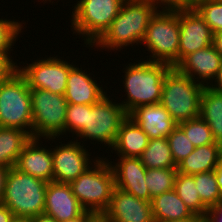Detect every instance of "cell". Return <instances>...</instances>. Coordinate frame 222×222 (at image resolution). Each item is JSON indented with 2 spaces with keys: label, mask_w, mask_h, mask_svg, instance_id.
Listing matches in <instances>:
<instances>
[{
  "label": "cell",
  "mask_w": 222,
  "mask_h": 222,
  "mask_svg": "<svg viewBox=\"0 0 222 222\" xmlns=\"http://www.w3.org/2000/svg\"><path fill=\"white\" fill-rule=\"evenodd\" d=\"M153 2L159 10H185L190 9V0H150ZM161 7V8H159Z\"/></svg>",
  "instance_id": "cell-36"
},
{
  "label": "cell",
  "mask_w": 222,
  "mask_h": 222,
  "mask_svg": "<svg viewBox=\"0 0 222 222\" xmlns=\"http://www.w3.org/2000/svg\"><path fill=\"white\" fill-rule=\"evenodd\" d=\"M92 105L68 104L65 119V135L67 132L78 135L86 124L87 111Z\"/></svg>",
  "instance_id": "cell-32"
},
{
  "label": "cell",
  "mask_w": 222,
  "mask_h": 222,
  "mask_svg": "<svg viewBox=\"0 0 222 222\" xmlns=\"http://www.w3.org/2000/svg\"><path fill=\"white\" fill-rule=\"evenodd\" d=\"M10 168L0 166V203L2 202L3 194H4V188L6 185V178L8 175Z\"/></svg>",
  "instance_id": "cell-40"
},
{
  "label": "cell",
  "mask_w": 222,
  "mask_h": 222,
  "mask_svg": "<svg viewBox=\"0 0 222 222\" xmlns=\"http://www.w3.org/2000/svg\"><path fill=\"white\" fill-rule=\"evenodd\" d=\"M177 125L195 147L215 143L209 125L200 116Z\"/></svg>",
  "instance_id": "cell-30"
},
{
  "label": "cell",
  "mask_w": 222,
  "mask_h": 222,
  "mask_svg": "<svg viewBox=\"0 0 222 222\" xmlns=\"http://www.w3.org/2000/svg\"><path fill=\"white\" fill-rule=\"evenodd\" d=\"M99 220L100 217L96 213L85 210L80 216L63 222H98Z\"/></svg>",
  "instance_id": "cell-38"
},
{
  "label": "cell",
  "mask_w": 222,
  "mask_h": 222,
  "mask_svg": "<svg viewBox=\"0 0 222 222\" xmlns=\"http://www.w3.org/2000/svg\"><path fill=\"white\" fill-rule=\"evenodd\" d=\"M167 140L176 165L189 156L195 149L189 137L185 135L184 131L178 125L167 136Z\"/></svg>",
  "instance_id": "cell-31"
},
{
  "label": "cell",
  "mask_w": 222,
  "mask_h": 222,
  "mask_svg": "<svg viewBox=\"0 0 222 222\" xmlns=\"http://www.w3.org/2000/svg\"><path fill=\"white\" fill-rule=\"evenodd\" d=\"M178 63L190 53L212 44L213 32L195 9L179 10Z\"/></svg>",
  "instance_id": "cell-14"
},
{
  "label": "cell",
  "mask_w": 222,
  "mask_h": 222,
  "mask_svg": "<svg viewBox=\"0 0 222 222\" xmlns=\"http://www.w3.org/2000/svg\"><path fill=\"white\" fill-rule=\"evenodd\" d=\"M57 57L39 58L30 64H25L24 67H18V71L26 79L29 88L65 95L68 73L74 65Z\"/></svg>",
  "instance_id": "cell-11"
},
{
  "label": "cell",
  "mask_w": 222,
  "mask_h": 222,
  "mask_svg": "<svg viewBox=\"0 0 222 222\" xmlns=\"http://www.w3.org/2000/svg\"><path fill=\"white\" fill-rule=\"evenodd\" d=\"M209 87L218 92H222V66L219 69V72L214 80V83H212Z\"/></svg>",
  "instance_id": "cell-43"
},
{
  "label": "cell",
  "mask_w": 222,
  "mask_h": 222,
  "mask_svg": "<svg viewBox=\"0 0 222 222\" xmlns=\"http://www.w3.org/2000/svg\"><path fill=\"white\" fill-rule=\"evenodd\" d=\"M31 138L23 130L0 127V166L15 167L19 154Z\"/></svg>",
  "instance_id": "cell-25"
},
{
  "label": "cell",
  "mask_w": 222,
  "mask_h": 222,
  "mask_svg": "<svg viewBox=\"0 0 222 222\" xmlns=\"http://www.w3.org/2000/svg\"><path fill=\"white\" fill-rule=\"evenodd\" d=\"M202 222H222V198L215 206L207 209Z\"/></svg>",
  "instance_id": "cell-37"
},
{
  "label": "cell",
  "mask_w": 222,
  "mask_h": 222,
  "mask_svg": "<svg viewBox=\"0 0 222 222\" xmlns=\"http://www.w3.org/2000/svg\"><path fill=\"white\" fill-rule=\"evenodd\" d=\"M125 0H78L71 15V27L91 47L109 28ZM89 45V46H88Z\"/></svg>",
  "instance_id": "cell-7"
},
{
  "label": "cell",
  "mask_w": 222,
  "mask_h": 222,
  "mask_svg": "<svg viewBox=\"0 0 222 222\" xmlns=\"http://www.w3.org/2000/svg\"><path fill=\"white\" fill-rule=\"evenodd\" d=\"M100 220L102 222H154L151 202L115 187L110 205Z\"/></svg>",
  "instance_id": "cell-13"
},
{
  "label": "cell",
  "mask_w": 222,
  "mask_h": 222,
  "mask_svg": "<svg viewBox=\"0 0 222 222\" xmlns=\"http://www.w3.org/2000/svg\"><path fill=\"white\" fill-rule=\"evenodd\" d=\"M31 222H57L53 217L42 213L37 216L31 217Z\"/></svg>",
  "instance_id": "cell-44"
},
{
  "label": "cell",
  "mask_w": 222,
  "mask_h": 222,
  "mask_svg": "<svg viewBox=\"0 0 222 222\" xmlns=\"http://www.w3.org/2000/svg\"><path fill=\"white\" fill-rule=\"evenodd\" d=\"M107 92L95 78L87 74L76 64L70 69L66 82L65 99L68 104L93 105L99 102Z\"/></svg>",
  "instance_id": "cell-20"
},
{
  "label": "cell",
  "mask_w": 222,
  "mask_h": 222,
  "mask_svg": "<svg viewBox=\"0 0 222 222\" xmlns=\"http://www.w3.org/2000/svg\"><path fill=\"white\" fill-rule=\"evenodd\" d=\"M81 142L83 141L78 142L76 139L63 144L61 141L59 146H53L55 147L52 149L54 182L70 184L98 160L99 157L94 159L90 157V152Z\"/></svg>",
  "instance_id": "cell-12"
},
{
  "label": "cell",
  "mask_w": 222,
  "mask_h": 222,
  "mask_svg": "<svg viewBox=\"0 0 222 222\" xmlns=\"http://www.w3.org/2000/svg\"><path fill=\"white\" fill-rule=\"evenodd\" d=\"M47 184L42 179L11 167L6 178L2 203L13 212L14 217L31 218L42 214Z\"/></svg>",
  "instance_id": "cell-5"
},
{
  "label": "cell",
  "mask_w": 222,
  "mask_h": 222,
  "mask_svg": "<svg viewBox=\"0 0 222 222\" xmlns=\"http://www.w3.org/2000/svg\"><path fill=\"white\" fill-rule=\"evenodd\" d=\"M85 209L72 193L70 184L48 182L45 194L44 213L57 222L72 220L80 216Z\"/></svg>",
  "instance_id": "cell-17"
},
{
  "label": "cell",
  "mask_w": 222,
  "mask_h": 222,
  "mask_svg": "<svg viewBox=\"0 0 222 222\" xmlns=\"http://www.w3.org/2000/svg\"><path fill=\"white\" fill-rule=\"evenodd\" d=\"M216 0H190V9H195L196 7L200 6L206 2H212Z\"/></svg>",
  "instance_id": "cell-46"
},
{
  "label": "cell",
  "mask_w": 222,
  "mask_h": 222,
  "mask_svg": "<svg viewBox=\"0 0 222 222\" xmlns=\"http://www.w3.org/2000/svg\"><path fill=\"white\" fill-rule=\"evenodd\" d=\"M151 208L154 222L183 220L194 216L174 189L154 197Z\"/></svg>",
  "instance_id": "cell-23"
},
{
  "label": "cell",
  "mask_w": 222,
  "mask_h": 222,
  "mask_svg": "<svg viewBox=\"0 0 222 222\" xmlns=\"http://www.w3.org/2000/svg\"><path fill=\"white\" fill-rule=\"evenodd\" d=\"M0 127L17 128L32 137L30 88L19 71L0 84Z\"/></svg>",
  "instance_id": "cell-8"
},
{
  "label": "cell",
  "mask_w": 222,
  "mask_h": 222,
  "mask_svg": "<svg viewBox=\"0 0 222 222\" xmlns=\"http://www.w3.org/2000/svg\"><path fill=\"white\" fill-rule=\"evenodd\" d=\"M171 68L169 64L148 60L129 63L124 68L122 82L127 97L120 103L128 114L141 105L160 103L164 77Z\"/></svg>",
  "instance_id": "cell-2"
},
{
  "label": "cell",
  "mask_w": 222,
  "mask_h": 222,
  "mask_svg": "<svg viewBox=\"0 0 222 222\" xmlns=\"http://www.w3.org/2000/svg\"><path fill=\"white\" fill-rule=\"evenodd\" d=\"M165 222H202V218L200 216L194 215L193 217H190L188 219L165 221Z\"/></svg>",
  "instance_id": "cell-45"
},
{
  "label": "cell",
  "mask_w": 222,
  "mask_h": 222,
  "mask_svg": "<svg viewBox=\"0 0 222 222\" xmlns=\"http://www.w3.org/2000/svg\"><path fill=\"white\" fill-rule=\"evenodd\" d=\"M14 218L13 212L2 202L0 203V222H11Z\"/></svg>",
  "instance_id": "cell-39"
},
{
  "label": "cell",
  "mask_w": 222,
  "mask_h": 222,
  "mask_svg": "<svg viewBox=\"0 0 222 222\" xmlns=\"http://www.w3.org/2000/svg\"><path fill=\"white\" fill-rule=\"evenodd\" d=\"M111 96L105 95L99 102L92 105L87 111L86 124L77 135L83 141H97L106 144L110 150L115 143L117 133L128 113L121 103L115 102ZM114 100V101H113ZM85 139V140H84Z\"/></svg>",
  "instance_id": "cell-10"
},
{
  "label": "cell",
  "mask_w": 222,
  "mask_h": 222,
  "mask_svg": "<svg viewBox=\"0 0 222 222\" xmlns=\"http://www.w3.org/2000/svg\"><path fill=\"white\" fill-rule=\"evenodd\" d=\"M148 142V135L127 117L117 133L112 149L118 156L140 158Z\"/></svg>",
  "instance_id": "cell-21"
},
{
  "label": "cell",
  "mask_w": 222,
  "mask_h": 222,
  "mask_svg": "<svg viewBox=\"0 0 222 222\" xmlns=\"http://www.w3.org/2000/svg\"><path fill=\"white\" fill-rule=\"evenodd\" d=\"M222 146L218 143L195 147L192 153L177 165V172L186 175L213 171L219 162Z\"/></svg>",
  "instance_id": "cell-22"
},
{
  "label": "cell",
  "mask_w": 222,
  "mask_h": 222,
  "mask_svg": "<svg viewBox=\"0 0 222 222\" xmlns=\"http://www.w3.org/2000/svg\"><path fill=\"white\" fill-rule=\"evenodd\" d=\"M11 58L10 53H0V84L18 71L17 62Z\"/></svg>",
  "instance_id": "cell-35"
},
{
  "label": "cell",
  "mask_w": 222,
  "mask_h": 222,
  "mask_svg": "<svg viewBox=\"0 0 222 222\" xmlns=\"http://www.w3.org/2000/svg\"><path fill=\"white\" fill-rule=\"evenodd\" d=\"M39 138H31L19 154L15 168L46 182L53 181L52 148L41 146ZM45 147V148H44Z\"/></svg>",
  "instance_id": "cell-18"
},
{
  "label": "cell",
  "mask_w": 222,
  "mask_h": 222,
  "mask_svg": "<svg viewBox=\"0 0 222 222\" xmlns=\"http://www.w3.org/2000/svg\"><path fill=\"white\" fill-rule=\"evenodd\" d=\"M11 222H31L30 217H14Z\"/></svg>",
  "instance_id": "cell-47"
},
{
  "label": "cell",
  "mask_w": 222,
  "mask_h": 222,
  "mask_svg": "<svg viewBox=\"0 0 222 222\" xmlns=\"http://www.w3.org/2000/svg\"><path fill=\"white\" fill-rule=\"evenodd\" d=\"M174 190L194 215L200 216L201 218L204 217L208 208L202 203L199 197L193 175L177 172Z\"/></svg>",
  "instance_id": "cell-27"
},
{
  "label": "cell",
  "mask_w": 222,
  "mask_h": 222,
  "mask_svg": "<svg viewBox=\"0 0 222 222\" xmlns=\"http://www.w3.org/2000/svg\"><path fill=\"white\" fill-rule=\"evenodd\" d=\"M200 117L209 125L214 141L222 146V92L203 88Z\"/></svg>",
  "instance_id": "cell-24"
},
{
  "label": "cell",
  "mask_w": 222,
  "mask_h": 222,
  "mask_svg": "<svg viewBox=\"0 0 222 222\" xmlns=\"http://www.w3.org/2000/svg\"><path fill=\"white\" fill-rule=\"evenodd\" d=\"M212 45L222 57V31L213 33Z\"/></svg>",
  "instance_id": "cell-41"
},
{
  "label": "cell",
  "mask_w": 222,
  "mask_h": 222,
  "mask_svg": "<svg viewBox=\"0 0 222 222\" xmlns=\"http://www.w3.org/2000/svg\"><path fill=\"white\" fill-rule=\"evenodd\" d=\"M177 168H151L146 170L145 184L150 192L151 200L163 192L174 189Z\"/></svg>",
  "instance_id": "cell-28"
},
{
  "label": "cell",
  "mask_w": 222,
  "mask_h": 222,
  "mask_svg": "<svg viewBox=\"0 0 222 222\" xmlns=\"http://www.w3.org/2000/svg\"><path fill=\"white\" fill-rule=\"evenodd\" d=\"M118 162L110 161L115 186L135 197L150 202V192L145 184L146 167L140 158L117 156ZM115 164V165H114Z\"/></svg>",
  "instance_id": "cell-16"
},
{
  "label": "cell",
  "mask_w": 222,
  "mask_h": 222,
  "mask_svg": "<svg viewBox=\"0 0 222 222\" xmlns=\"http://www.w3.org/2000/svg\"><path fill=\"white\" fill-rule=\"evenodd\" d=\"M221 66L222 57L211 44L186 55L175 68L205 87L213 83Z\"/></svg>",
  "instance_id": "cell-15"
},
{
  "label": "cell",
  "mask_w": 222,
  "mask_h": 222,
  "mask_svg": "<svg viewBox=\"0 0 222 222\" xmlns=\"http://www.w3.org/2000/svg\"><path fill=\"white\" fill-rule=\"evenodd\" d=\"M32 105V138L54 141L65 134L68 103L64 95L30 88ZM51 139V140H50Z\"/></svg>",
  "instance_id": "cell-9"
},
{
  "label": "cell",
  "mask_w": 222,
  "mask_h": 222,
  "mask_svg": "<svg viewBox=\"0 0 222 222\" xmlns=\"http://www.w3.org/2000/svg\"><path fill=\"white\" fill-rule=\"evenodd\" d=\"M195 10L209 25L213 33L222 31V0L203 3Z\"/></svg>",
  "instance_id": "cell-34"
},
{
  "label": "cell",
  "mask_w": 222,
  "mask_h": 222,
  "mask_svg": "<svg viewBox=\"0 0 222 222\" xmlns=\"http://www.w3.org/2000/svg\"><path fill=\"white\" fill-rule=\"evenodd\" d=\"M214 172H215V175L217 178L218 187L222 193V152L220 154L219 162H218V165L216 166Z\"/></svg>",
  "instance_id": "cell-42"
},
{
  "label": "cell",
  "mask_w": 222,
  "mask_h": 222,
  "mask_svg": "<svg viewBox=\"0 0 222 222\" xmlns=\"http://www.w3.org/2000/svg\"><path fill=\"white\" fill-rule=\"evenodd\" d=\"M128 117L148 135L149 139L167 138L177 126L161 103L136 107Z\"/></svg>",
  "instance_id": "cell-19"
},
{
  "label": "cell",
  "mask_w": 222,
  "mask_h": 222,
  "mask_svg": "<svg viewBox=\"0 0 222 222\" xmlns=\"http://www.w3.org/2000/svg\"><path fill=\"white\" fill-rule=\"evenodd\" d=\"M109 161L106 157H99L91 167L70 183L72 193L81 206L99 217L108 209L116 187Z\"/></svg>",
  "instance_id": "cell-3"
},
{
  "label": "cell",
  "mask_w": 222,
  "mask_h": 222,
  "mask_svg": "<svg viewBox=\"0 0 222 222\" xmlns=\"http://www.w3.org/2000/svg\"><path fill=\"white\" fill-rule=\"evenodd\" d=\"M157 11L150 0H125L109 28L91 48L119 51L130 45H141L150 19Z\"/></svg>",
  "instance_id": "cell-1"
},
{
  "label": "cell",
  "mask_w": 222,
  "mask_h": 222,
  "mask_svg": "<svg viewBox=\"0 0 222 222\" xmlns=\"http://www.w3.org/2000/svg\"><path fill=\"white\" fill-rule=\"evenodd\" d=\"M195 185L202 203L207 207L215 206L222 198L217 178L213 171L193 174Z\"/></svg>",
  "instance_id": "cell-29"
},
{
  "label": "cell",
  "mask_w": 222,
  "mask_h": 222,
  "mask_svg": "<svg viewBox=\"0 0 222 222\" xmlns=\"http://www.w3.org/2000/svg\"><path fill=\"white\" fill-rule=\"evenodd\" d=\"M203 88L202 84L172 67L164 77L160 103L179 124L200 116Z\"/></svg>",
  "instance_id": "cell-4"
},
{
  "label": "cell",
  "mask_w": 222,
  "mask_h": 222,
  "mask_svg": "<svg viewBox=\"0 0 222 222\" xmlns=\"http://www.w3.org/2000/svg\"><path fill=\"white\" fill-rule=\"evenodd\" d=\"M180 39L179 10H158L150 19L145 37L141 43L150 53L148 61L178 64Z\"/></svg>",
  "instance_id": "cell-6"
},
{
  "label": "cell",
  "mask_w": 222,
  "mask_h": 222,
  "mask_svg": "<svg viewBox=\"0 0 222 222\" xmlns=\"http://www.w3.org/2000/svg\"><path fill=\"white\" fill-rule=\"evenodd\" d=\"M140 159L146 169L177 168L167 138L149 139Z\"/></svg>",
  "instance_id": "cell-26"
},
{
  "label": "cell",
  "mask_w": 222,
  "mask_h": 222,
  "mask_svg": "<svg viewBox=\"0 0 222 222\" xmlns=\"http://www.w3.org/2000/svg\"><path fill=\"white\" fill-rule=\"evenodd\" d=\"M22 22H17L11 19H0V53H10L13 51L14 42H16L18 34L25 28Z\"/></svg>",
  "instance_id": "cell-33"
}]
</instances>
